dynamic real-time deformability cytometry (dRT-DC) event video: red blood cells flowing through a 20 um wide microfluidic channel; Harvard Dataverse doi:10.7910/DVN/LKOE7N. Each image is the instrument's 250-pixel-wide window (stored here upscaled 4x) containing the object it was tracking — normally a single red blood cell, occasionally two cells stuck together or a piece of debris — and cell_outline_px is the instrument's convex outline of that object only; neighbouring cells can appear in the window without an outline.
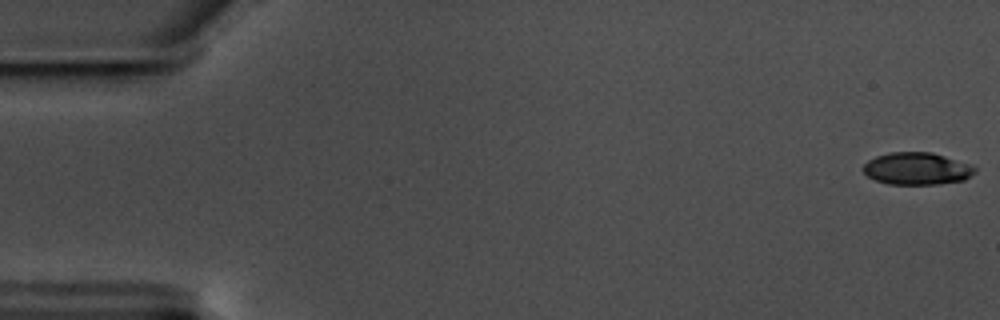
{"species": "common noctule bat (a hibernating species)", "species_latin": "Nyctalus noctula", "temperature_condition": "warm", "stored_images_in_passage": 58, "camera_frame_rate_fps": 3000, "um_per_image_px": 0.085, "animal": {"sex": "male", "body_mass_g": 17.5, "forearm_length_mm": 52.3}, "frame": {"image": 1, "passage_image": 1, "time_ms": 0.0, "image_size_px": [1000, 320], "cell_outline_px": [[976, 172], [964, 180], [936, 184], [888, 184], [876, 180], [868, 176], [864, 172], [864, 164], [868, 160], [876, 156], [888, 152], [932, 152], [972, 164], [976, 168]], "centroid_in_image_um": [77.96, 14.32], "position_along_channel_um": 7.0, "area_um2": 21.04}}
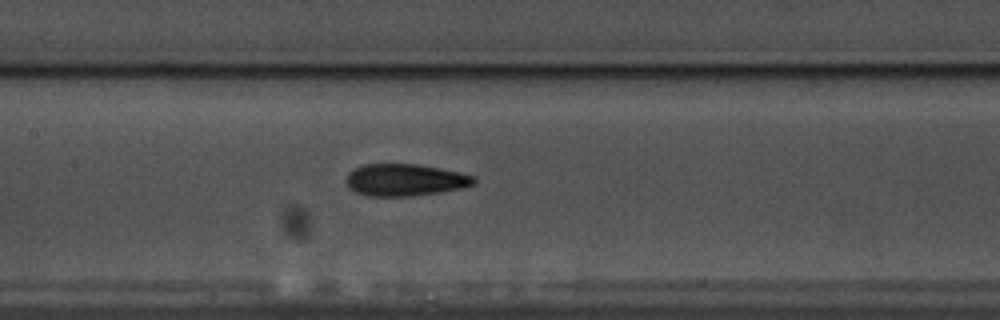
{"frame": {"image": 2, "passage_image": 28, "time_ms": 9.0, "image_size_px": [1000, 320], "cell_outline_px": [[476, 184], [464, 188], [440, 192], [412, 196], [368, 196], [356, 192], [348, 188], [344, 180], [348, 172], [364, 164], [416, 164], [440, 168], [460, 172], [476, 176]], "centroid_in_image_um": [34.44, 15.3], "position_along_channel_um": 173.0, "area_um2": 24.16}}
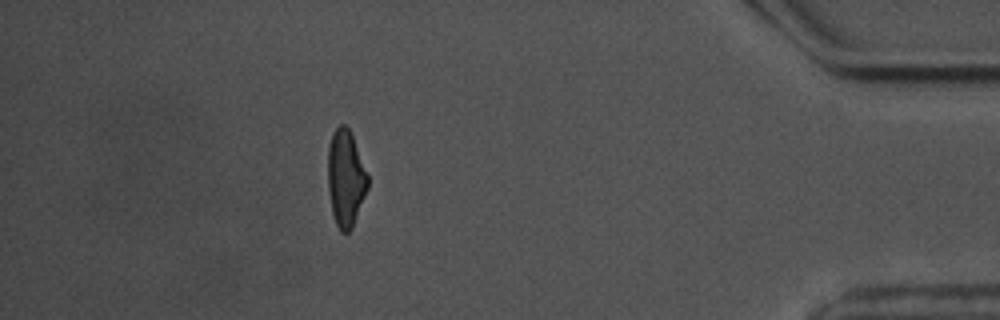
{"frame": {"image": 3, "passage_image": 52, "time_ms": 17.0, "image_size_px": [1000, 320], "cell_outline_px": [[368, 188], [352, 228], [348, 232], [340, 232], [336, 224], [332, 212], [328, 188], [328, 144], [332, 132], [340, 124], [344, 124], [352, 132], [368, 176]], "centroid_in_image_um": [29.38, 15.12], "position_along_channel_um": 405.8, "area_um2": 22.6}, "authors_computed_cell_mechanics": {"area_um2": 22.7154, "velocity_mm_per_s": 3.54, "shape_relaxation_time_tau1_ms": 5.1498, "shape_relaxation_time_tau2_ms": 2.9566, "deformation_change_tau1": 0.1761, "deformation_change_tau2": 0.1079}}